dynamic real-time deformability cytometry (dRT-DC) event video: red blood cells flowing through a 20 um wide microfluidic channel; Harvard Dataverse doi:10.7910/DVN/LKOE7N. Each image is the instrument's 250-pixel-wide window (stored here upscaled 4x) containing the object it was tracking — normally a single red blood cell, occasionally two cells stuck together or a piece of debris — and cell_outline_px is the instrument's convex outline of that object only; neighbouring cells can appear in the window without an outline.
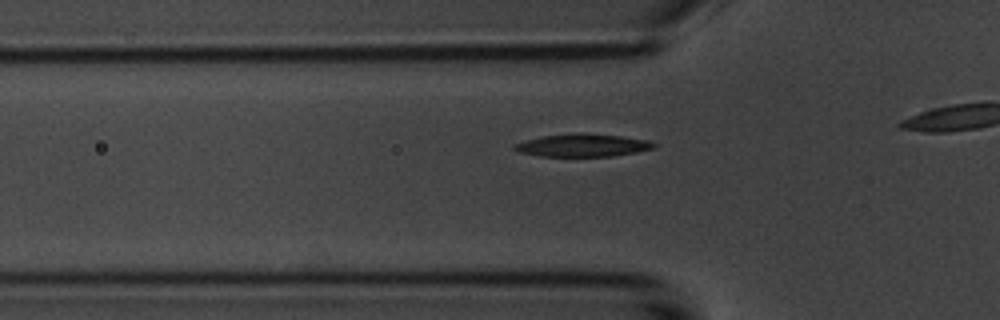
{"species": "common noctule bat (a hibernating species)", "species_latin": "Nyctalus noctula", "temperature_condition": "room temperature", "stored_images_in_passage": 14, "camera_frame_rate_fps": 3000, "um_per_image_px": 0.085, "animal": {"sex": "male", "body_mass_g": 20.1, "forearm_length_mm": 53.5}, "frame": {"image": 1, "passage_image": 8, "time_ms": 2.333, "image_size_px": [1000, 320], "cell_outline_px": [[656, 148], [636, 152], [612, 156], [540, 156], [520, 152], [512, 148], [512, 144], [544, 136], [620, 136], [648, 140], [656, 144]], "centroid_in_image_um": [49.55, 12.4], "position_along_channel_um": 76.3, "area_um2": 17.28}}
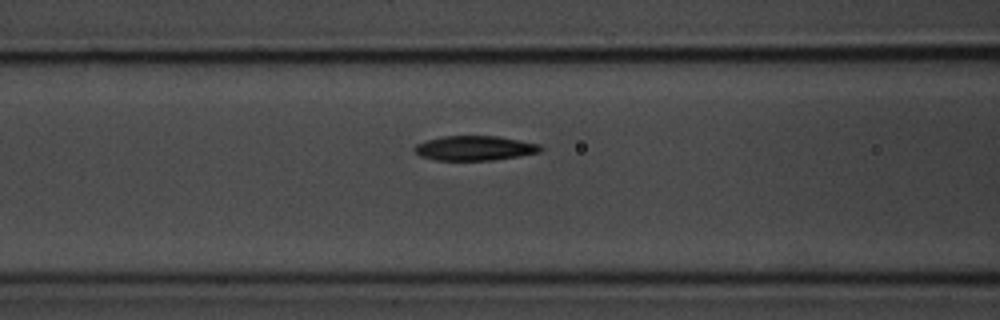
{"frame": {"image": 2, "passage_image": 12, "time_ms": 3.667, "image_size_px": [1000, 320], "cell_outline_px": [[544, 148], [540, 152], [520, 156], [492, 160], [436, 160], [420, 156], [412, 148], [416, 144], [428, 140], [444, 136], [496, 136], [540, 144]], "centroid_in_image_um": [40.36, 12.59], "position_along_channel_um": 126.2, "area_um2": 18.03}}